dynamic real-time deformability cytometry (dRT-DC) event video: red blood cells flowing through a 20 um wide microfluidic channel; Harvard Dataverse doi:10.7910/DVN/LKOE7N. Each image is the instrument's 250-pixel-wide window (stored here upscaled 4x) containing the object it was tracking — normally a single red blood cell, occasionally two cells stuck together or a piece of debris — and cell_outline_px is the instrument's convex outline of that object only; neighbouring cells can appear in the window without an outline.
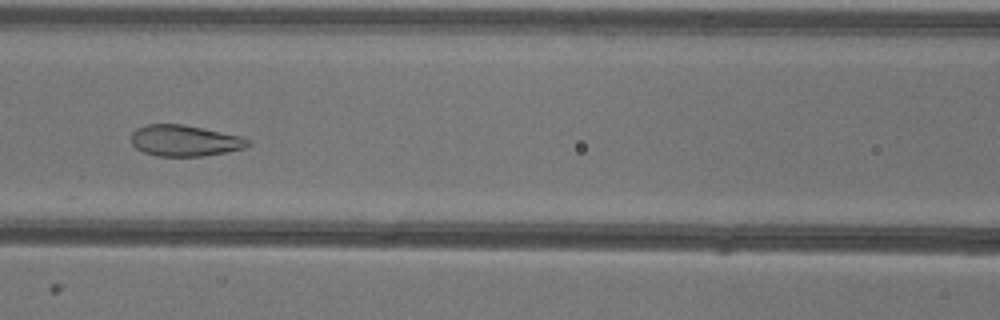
{"species": "common noctule bat (a hibernating species)", "species_latin": "Nyctalus noctula", "temperature_condition": "warm", "stored_images_in_passage": 52, "camera_frame_rate_fps": 3000, "um_per_image_px": 0.085, "animal": {"sex": "female"}, "frame": {"image": 1, "passage_image": 23, "time_ms": 7.333, "image_size_px": [1000, 320], "cell_outline_px": [[252, 144], [244, 148], [204, 156], [156, 156], [144, 152], [136, 148], [132, 144], [132, 132], [136, 128], [148, 124], [184, 124], [240, 136], [252, 140]], "centroid_in_image_um": [15.71, 11.95], "position_along_channel_um": 150.9, "area_um2": 21.21}}
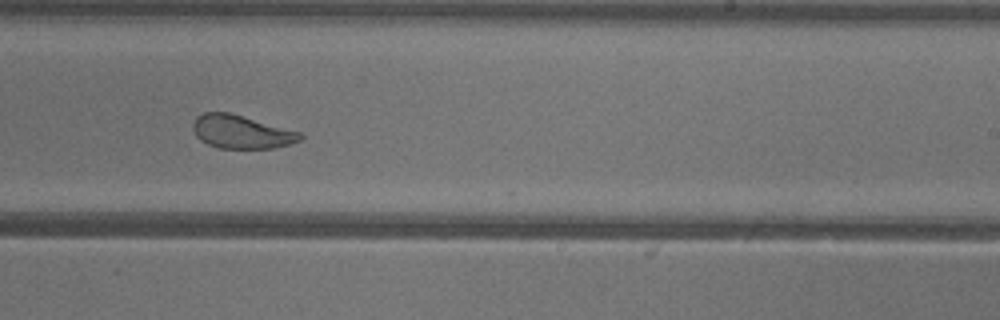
{"frame": {"image": 2, "passage_image": 32, "time_ms": 10.333, "image_size_px": [1000, 320], "cell_outline_px": [[304, 136], [300, 140], [288, 144], [272, 148], [220, 148], [208, 144], [200, 140], [196, 136], [192, 128], [192, 124], [196, 116], [204, 112], [228, 112], [300, 132]], "centroid_in_image_um": [20.47, 11.2], "position_along_channel_um": 268.5, "area_um2": 20.63}}
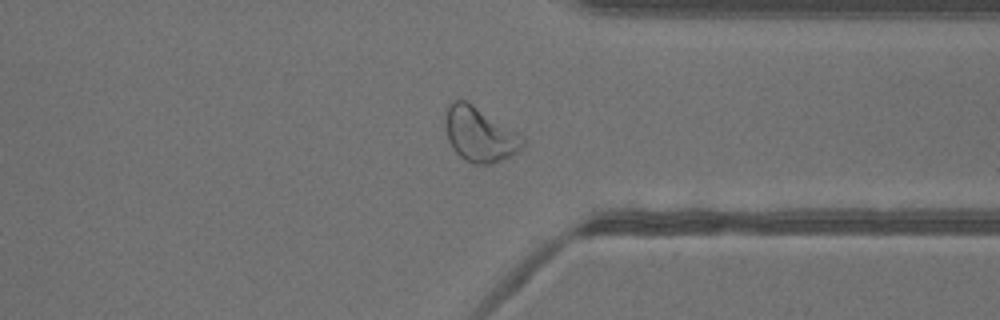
{"frame": {"image": 3, "passage_image": 40, "time_ms": 13.0, "image_size_px": [1000, 320], "cell_outline_px": [[524, 148], [520, 152], [512, 156], [492, 164], [472, 164], [464, 160], [452, 148], [448, 140], [444, 128], [444, 120], [448, 108], [452, 100], [464, 100], [472, 104], [524, 136]], "centroid_in_image_um": [40.78, 11.46], "position_along_channel_um": 370.6, "area_um2": 24.85}, "authors_computed_cell_mechanics": {"area_um2": 26.9059, "velocity_mm_per_s": 3.9277, "shape_relaxation_time_tau1_ms": 4.5915, "shape_relaxation_time_tau2_ms": 0.7305, "deformation_change_tau1": 0.1406, "deformation_change_tau2": 0.0785}}